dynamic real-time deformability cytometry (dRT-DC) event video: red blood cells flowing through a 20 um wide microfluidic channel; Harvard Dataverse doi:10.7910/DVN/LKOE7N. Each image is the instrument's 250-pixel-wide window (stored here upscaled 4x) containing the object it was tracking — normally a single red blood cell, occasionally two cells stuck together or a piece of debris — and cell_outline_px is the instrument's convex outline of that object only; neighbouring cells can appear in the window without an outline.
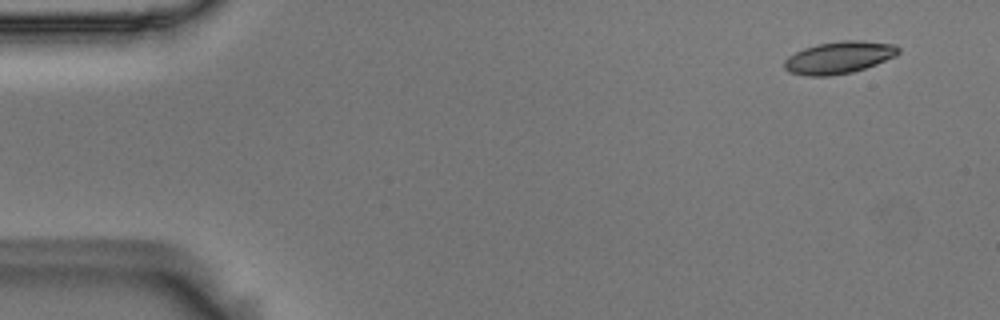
{"species": "Egyptian fruit bat (a non-hibernating species)", "species_latin": "Rousettus aegyptiacus", "temperature_condition": "room temperature", "stored_images_in_passage": 9, "camera_frame_rate_fps": 3000, "um_per_image_px": 0.085, "animal": {"sex": "male"}, "frame": {"image": 1, "passage_image": 1, "time_ms": 0.0, "image_size_px": [1000, 320], "cell_outline_px": [[900, 52], [896, 56], [876, 64], [852, 72], [828, 76], [804, 76], [788, 72], [784, 68], [784, 60], [788, 56], [804, 48], [816, 44], [840, 40], [860, 40], [896, 44], [900, 48]], "centroid_in_image_um": [71.31, 4.88], "position_along_channel_um": 13.7, "area_um2": 21.62}}
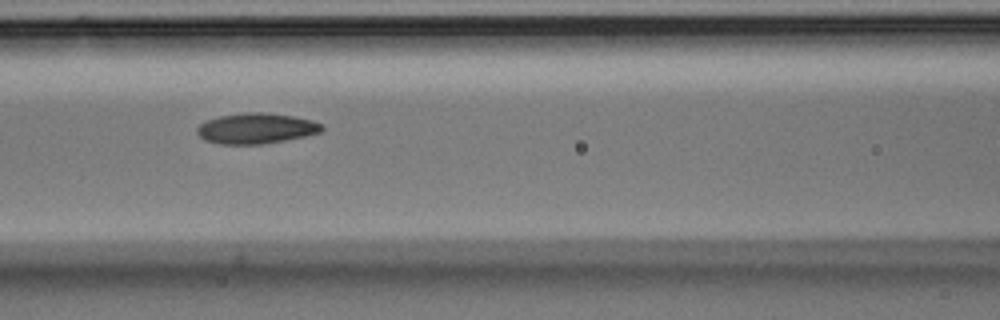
{"frame": {"image": 2, "passage_image": 6, "time_ms": 1.667, "image_size_px": [1000, 320], "cell_outline_px": [[324, 128], [320, 132], [304, 136], [264, 144], [220, 144], [204, 140], [196, 132], [196, 128], [204, 120], [220, 116], [244, 112], [260, 112], [292, 116], [312, 120], [324, 124]], "centroid_in_image_um": [21.75, 10.91], "position_along_channel_um": 144.9, "area_um2": 22.25}}
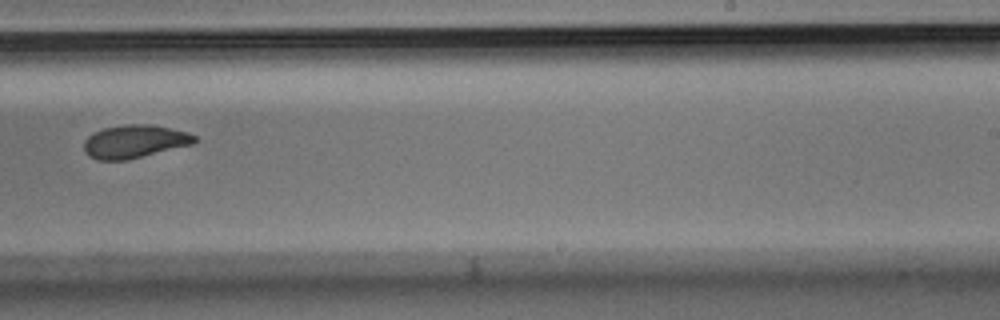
{"frame": {"image": 3, "passage_image": 9, "time_ms": 2.667, "image_size_px": [1000, 320], "cell_outline_px": [[196, 144], [128, 160], [96, 160], [88, 156], [84, 152], [84, 140], [92, 132], [104, 128], [124, 124], [152, 124], [188, 132], [196, 136]], "centroid_in_image_um": [11.45, 12.03], "position_along_channel_um": 277.6, "area_um2": 21.79}}